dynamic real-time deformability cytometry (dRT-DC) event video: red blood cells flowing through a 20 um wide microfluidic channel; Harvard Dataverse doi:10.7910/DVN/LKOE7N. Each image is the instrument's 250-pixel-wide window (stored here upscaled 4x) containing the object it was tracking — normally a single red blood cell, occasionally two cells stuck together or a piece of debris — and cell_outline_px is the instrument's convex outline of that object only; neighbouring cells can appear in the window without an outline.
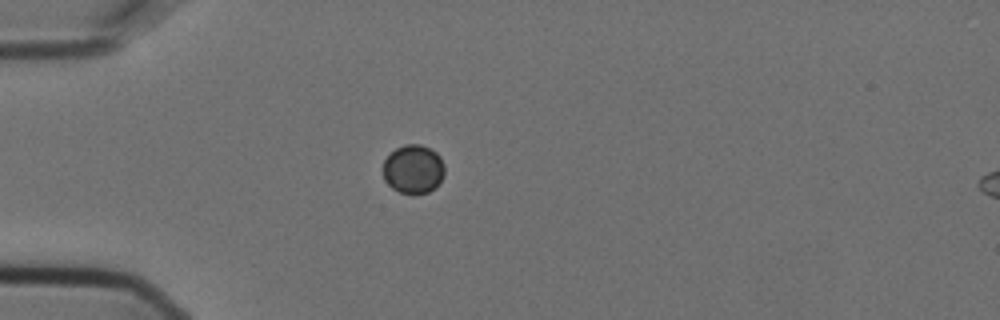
{"species": "Egyptian fruit bat (a non-hibernating species)", "species_latin": "Rousettus aegyptiacus", "temperature_condition": "cold", "stored_images_in_passage": 4, "camera_frame_rate_fps": 3000, "um_per_image_px": 0.085, "animal": {"sex": "female"}, "frame": {"image": 1, "passage_image": 4, "time_ms": 1.0, "image_size_px": [1000, 320], "cell_outline_px": [[444, 176], [436, 188], [428, 192], [400, 192], [392, 188], [384, 180], [384, 160], [396, 148], [404, 144], [420, 144], [436, 152], [440, 156], [444, 164]], "centroid_in_image_um": [35.15, 14.36], "position_along_channel_um": 49.8, "area_um2": 17.34}}